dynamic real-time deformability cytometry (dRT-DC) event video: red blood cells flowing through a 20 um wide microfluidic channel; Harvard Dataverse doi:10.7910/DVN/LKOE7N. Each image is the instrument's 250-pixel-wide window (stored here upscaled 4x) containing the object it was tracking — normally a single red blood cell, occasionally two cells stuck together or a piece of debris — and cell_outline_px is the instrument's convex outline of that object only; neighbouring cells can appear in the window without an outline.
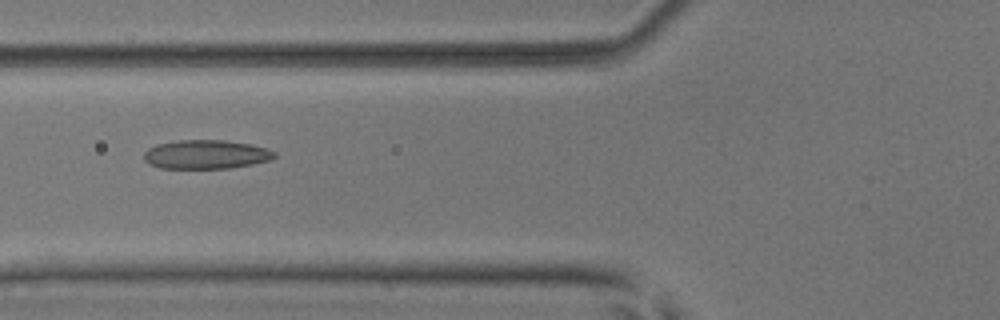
{"species": "common noctule bat (a hibernating species)", "species_latin": "Nyctalus noctula", "temperature_condition": "room temperature", "stored_images_in_passage": 2, "camera_frame_rate_fps": 3000, "um_per_image_px": 0.085, "animal": {"sex": "male", "body_mass_g": 17.9, "forearm_length_mm": 54.2}, "frame": {"image": 1, "passage_image": 2, "time_ms": 1.0, "image_size_px": [1000, 320], "cell_outline_px": [[276, 156], [272, 160], [252, 164], [228, 168], [160, 168], [148, 164], [144, 160], [144, 152], [148, 148], [156, 144], [180, 140], [224, 140], [248, 144], [268, 148], [276, 152]], "centroid_in_image_um": [17.51, 13.13], "position_along_channel_um": 108.3, "area_um2": 22.08}}